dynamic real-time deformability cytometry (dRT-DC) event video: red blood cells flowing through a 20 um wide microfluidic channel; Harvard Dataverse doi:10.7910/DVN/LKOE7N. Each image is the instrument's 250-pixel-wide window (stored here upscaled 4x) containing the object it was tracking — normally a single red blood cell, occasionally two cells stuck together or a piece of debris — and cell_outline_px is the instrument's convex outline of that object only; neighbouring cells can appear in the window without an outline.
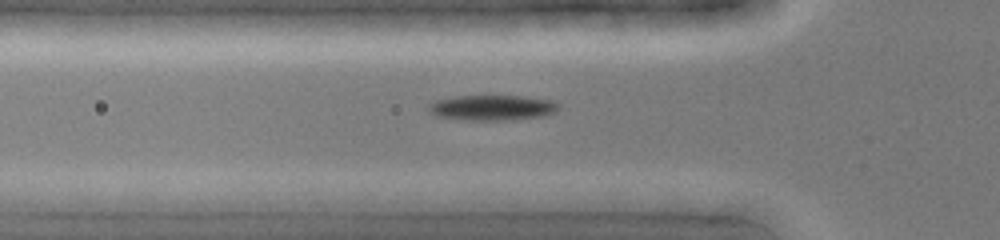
{"species": "common noctule bat (a hibernating species)", "species_latin": "Nyctalus noctula", "temperature_condition": "cold", "stored_images_in_passage": 34, "camera_frame_rate_fps": 3000, "um_per_image_px": 0.085, "animal": {"sex": "female", "body_mass_g": 19.0, "forearm_length_mm": 51.5}, "frame": {"image": 1, "passage_image": 5, "time_ms": 1.333, "image_size_px": [1000, 240], "cell_outline_px": [[560, 108], [556, 112], [544, 116], [516, 120], [468, 120], [436, 116], [428, 112], [428, 104], [436, 100], [456, 96], [524, 96], [552, 100], [560, 104]], "centroid_in_image_um": [41.88, 9.16], "position_along_channel_um": 83.9, "area_um2": 19.48}}
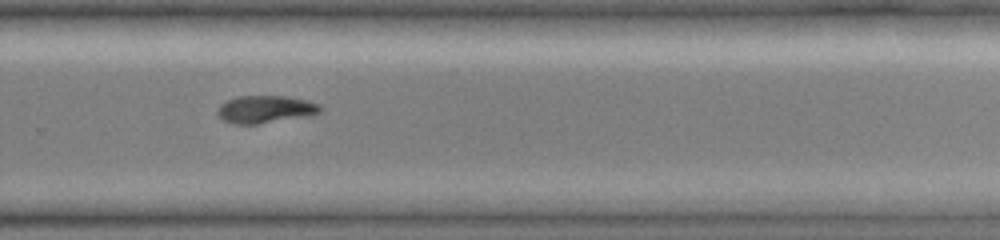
{"frame": {"image": 2, "passage_image": 20, "time_ms": 6.333, "image_size_px": [1000, 240], "cell_outline_px": [[324, 108], [320, 112], [308, 116], [256, 124], [236, 124], [224, 120], [216, 112], [220, 104], [228, 100], [240, 96], [284, 96], [304, 100], [320, 104]], "centroid_in_image_um": [22.58, 9.29], "position_along_channel_um": 307.2, "area_um2": 16.3}}
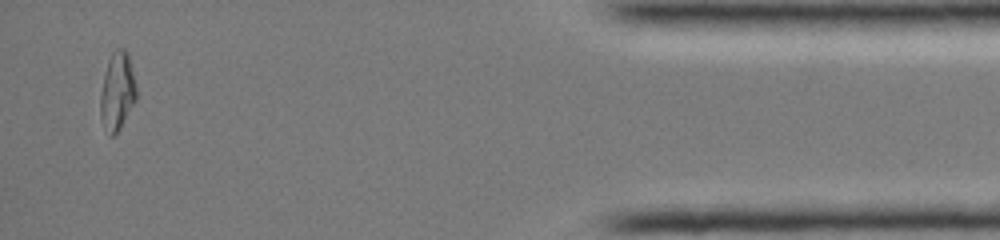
{"frame": {"image": 3, "passage_image": 32, "time_ms": 10.333, "image_size_px": [1000, 240], "cell_outline_px": [[136, 100], [120, 128], [112, 136], [108, 136], [100, 120], [100, 96], [104, 72], [108, 60], [112, 52], [116, 48], [124, 48], [128, 52], [136, 88]], "centroid_in_image_um": [9.94, 7.77], "position_along_channel_um": 425.3, "area_um2": 16.47}}